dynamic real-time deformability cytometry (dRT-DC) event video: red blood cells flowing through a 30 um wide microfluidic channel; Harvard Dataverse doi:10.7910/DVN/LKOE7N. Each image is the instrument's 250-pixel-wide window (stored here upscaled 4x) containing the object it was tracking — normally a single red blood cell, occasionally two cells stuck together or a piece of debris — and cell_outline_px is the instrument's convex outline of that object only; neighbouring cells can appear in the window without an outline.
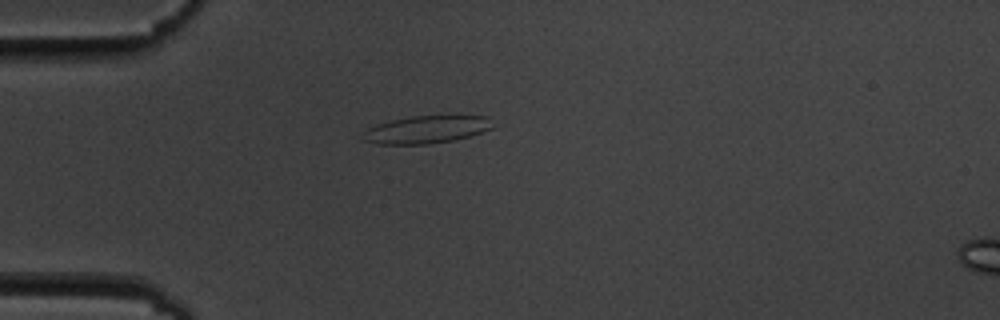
{"species": "common noctule bat (a hibernating species)", "species_latin": "Nyctalus noctula", "temperature_condition": "cold", "stored_images_in_passage": 5, "camera_frame_rate_fps": 3000, "um_per_image_px": 0.085, "animal": {"sex": "male", "body_mass_g": 19.5, "forearm_length_mm": 54.6}, "frame": {"image": 1, "passage_image": 1, "time_ms": 0.0, "image_size_px": [1000, 320], "cell_outline_px": [[492, 128], [468, 136], [452, 140], [428, 144], [376, 144], [360, 140], [360, 136], [368, 128], [376, 124], [392, 120], [412, 116], [488, 116]], "centroid_in_image_um": [36.14, 11.02], "position_along_channel_um": 48.9, "area_um2": 20.69}}
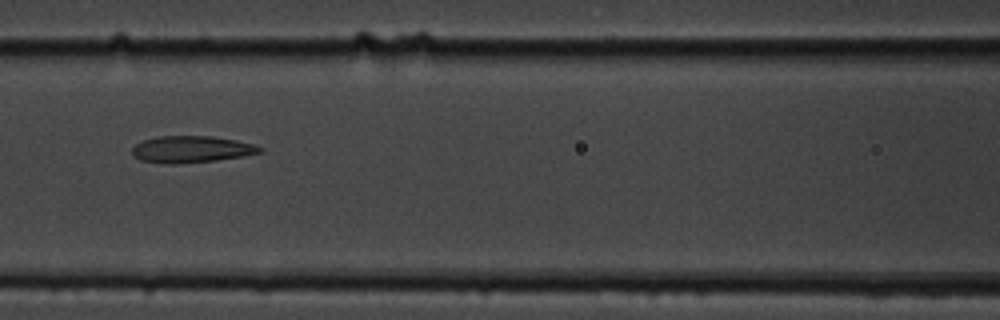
{"frame": {"image": 2, "passage_image": 4, "time_ms": 3.333, "image_size_px": [1000, 320], "cell_outline_px": [[264, 148], [260, 152], [244, 156], [216, 160], [176, 164], [164, 164], [140, 160], [132, 156], [132, 148], [136, 144], [144, 140], [156, 136], [212, 136], [236, 140], [252, 144]], "centroid_in_image_um": [16.23, 12.69], "position_along_channel_um": 150.4, "area_um2": 19.94}}
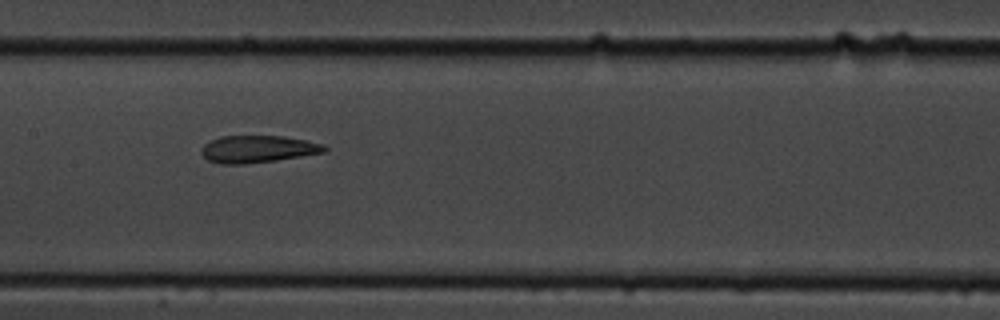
{"frame": {"image": 3, "passage_image": 5, "time_ms": 4.333, "image_size_px": [1000, 320], "cell_outline_px": [[328, 148], [324, 152], [276, 160], [244, 164], [220, 164], [208, 160], [200, 152], [200, 148], [204, 144], [220, 136], [284, 136], [324, 144]], "centroid_in_image_um": [21.88, 12.67], "position_along_channel_um": 185.5, "area_um2": 19.42}}